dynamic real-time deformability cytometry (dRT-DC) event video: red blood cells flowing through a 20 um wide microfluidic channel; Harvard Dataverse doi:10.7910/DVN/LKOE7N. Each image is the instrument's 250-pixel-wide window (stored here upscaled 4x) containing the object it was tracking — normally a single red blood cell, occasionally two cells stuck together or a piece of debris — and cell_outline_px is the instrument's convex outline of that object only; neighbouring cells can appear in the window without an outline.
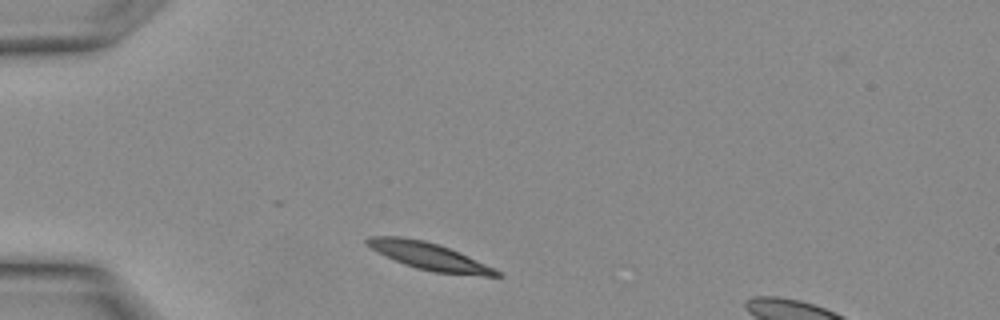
{"species": "Egyptian fruit bat (a non-hibernating species)", "species_latin": "Rousettus aegyptiacus", "temperature_condition": "warm", "stored_images_in_passage": 18, "camera_frame_rate_fps": 3000, "um_per_image_px": 0.085, "animal": {"sex": "female"}, "frame": {"image": 1, "passage_image": 1, "time_ms": 0.0, "image_size_px": [1000, 320], "cell_outline_px": [[504, 276], [484, 276], [432, 272], [416, 268], [404, 264], [376, 252], [364, 240], [368, 236], [400, 236], [424, 240], [448, 248], [484, 264], [500, 272]], "centroid_in_image_um": [36.41, 21.78], "position_along_channel_um": 48.6, "area_um2": 20.11}}
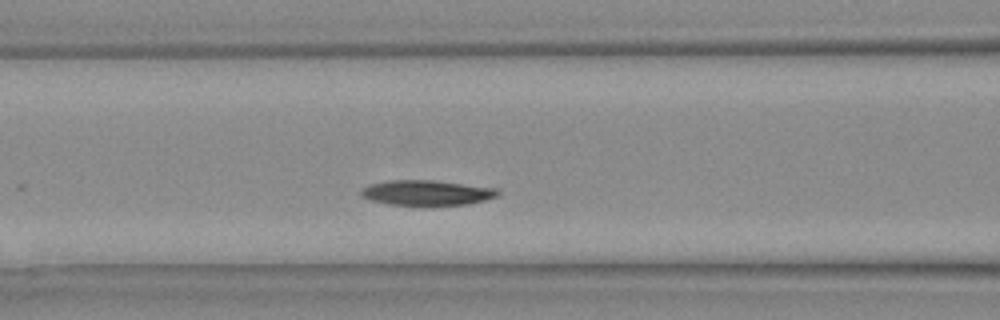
{"frame": {"image": 2, "passage_image": 6, "time_ms": 1.667, "image_size_px": [1000, 320], "cell_outline_px": [[500, 192], [496, 196], [484, 200], [468, 204], [420, 208], [388, 204], [372, 200], [360, 196], [360, 192], [368, 184], [388, 180], [432, 180], [496, 188]], "centroid_in_image_um": [36.23, 16.42], "position_along_channel_um": 130.4, "area_um2": 20.75}}